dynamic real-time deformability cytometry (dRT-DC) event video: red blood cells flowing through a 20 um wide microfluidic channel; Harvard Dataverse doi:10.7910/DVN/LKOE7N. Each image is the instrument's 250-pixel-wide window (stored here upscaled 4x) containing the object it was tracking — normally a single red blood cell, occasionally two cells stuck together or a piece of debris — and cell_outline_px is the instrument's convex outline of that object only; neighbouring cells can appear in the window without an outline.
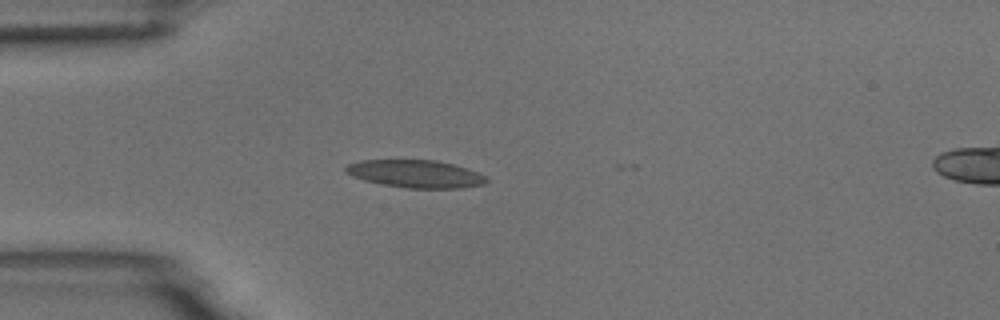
{"species": "common noctule bat (a hibernating species)", "species_latin": "Nyctalus noctula", "temperature_condition": "room temperature", "stored_images_in_passage": 2, "camera_frame_rate_fps": 3000, "um_per_image_px": 0.085, "animal": {"sex": "male", "body_mass_g": 18.8}, "frame": {"image": 1, "passage_image": 1, "time_ms": 0.0, "image_size_px": [1000, 320], "cell_outline_px": [[488, 180], [484, 184], [460, 188], [408, 188], [380, 184], [364, 180], [352, 176], [344, 172], [344, 168], [348, 164], [360, 160], [436, 160], [452, 164], [476, 172], [484, 176]], "centroid_in_image_um": [35.26, 14.78], "position_along_channel_um": 49.7, "area_um2": 22.54}}